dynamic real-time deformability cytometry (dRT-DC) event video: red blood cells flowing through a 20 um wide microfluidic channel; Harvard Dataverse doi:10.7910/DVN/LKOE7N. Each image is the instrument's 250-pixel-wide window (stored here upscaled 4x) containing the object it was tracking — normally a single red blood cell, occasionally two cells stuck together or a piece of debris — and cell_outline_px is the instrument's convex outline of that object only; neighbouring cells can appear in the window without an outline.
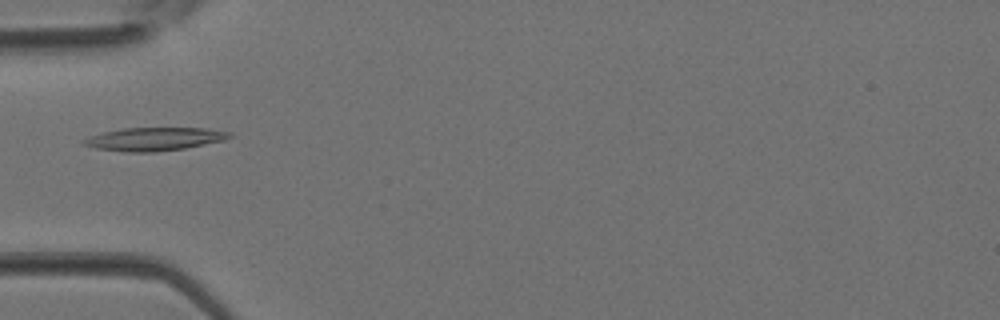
{"species": "Egyptian fruit bat (a non-hibernating species)", "species_latin": "Rousettus aegyptiacus", "temperature_condition": "room temperature", "stored_images_in_passage": 1, "camera_frame_rate_fps": 3000, "um_per_image_px": 0.085, "animal": {"sex": "female"}, "frame": {"image": 1, "passage_image": 1, "time_ms": 0.0, "image_size_px": [1000, 320], "cell_outline_px": [[232, 136], [224, 140], [184, 148], [156, 152], [128, 152], [96, 148], [80, 144], [80, 140], [88, 136], [104, 132], [124, 128], [204, 128], [232, 132]], "centroid_in_image_um": [13.07, 11.82], "position_along_channel_um": 71.9, "area_um2": 19.71}}